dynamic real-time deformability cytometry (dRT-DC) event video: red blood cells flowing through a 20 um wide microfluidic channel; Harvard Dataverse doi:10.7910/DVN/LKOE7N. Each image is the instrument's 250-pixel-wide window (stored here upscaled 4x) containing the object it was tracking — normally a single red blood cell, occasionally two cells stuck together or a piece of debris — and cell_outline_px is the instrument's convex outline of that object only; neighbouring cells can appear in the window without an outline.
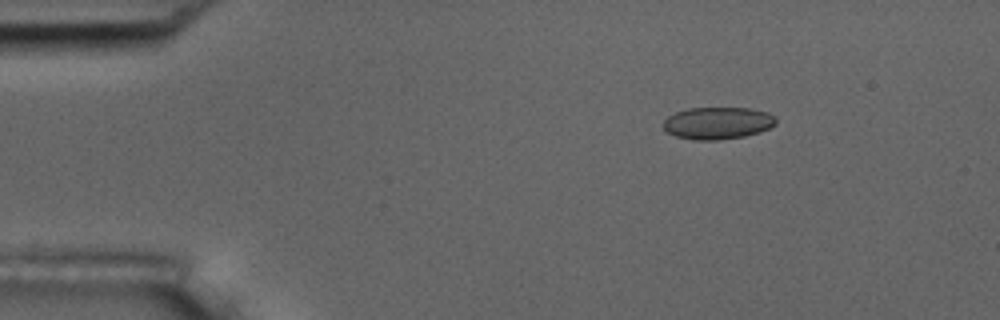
{"species": "common noctule bat (a hibernating species)", "species_latin": "Nyctalus noctula", "temperature_condition": "room temperature", "stored_images_in_passage": 4, "camera_frame_rate_fps": 3000, "um_per_image_px": 0.085, "animal": {"sex": "male", "body_mass_g": 17.5, "forearm_length_mm": 52.3}, "frame": {"image": 1, "passage_image": 2, "time_ms": 1.333, "image_size_px": [1000, 320], "cell_outline_px": [[776, 124], [760, 132], [744, 136], [720, 140], [692, 140], [676, 136], [668, 132], [664, 128], [664, 120], [668, 116], [676, 112], [688, 108], [748, 108], [768, 112], [776, 116]], "centroid_in_image_um": [61.02, 10.46], "position_along_channel_um": 24.0, "area_um2": 21.15}}